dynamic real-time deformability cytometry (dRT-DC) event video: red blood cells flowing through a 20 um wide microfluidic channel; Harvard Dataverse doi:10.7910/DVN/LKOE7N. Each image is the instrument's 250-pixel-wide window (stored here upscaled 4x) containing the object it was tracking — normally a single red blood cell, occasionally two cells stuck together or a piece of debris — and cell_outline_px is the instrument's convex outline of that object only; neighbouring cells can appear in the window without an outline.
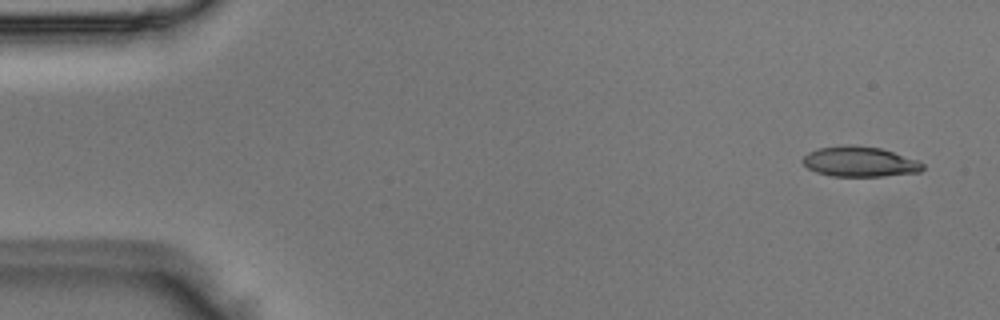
{"species": "Egyptian fruit bat (a non-hibernating species)", "species_latin": "Rousettus aegyptiacus", "temperature_condition": "room temperature", "stored_images_in_passage": 4, "segment_of_instrument_passage": [2, 2], "camera_frame_rate_fps": 3000, "um_per_image_px": 0.085, "animal": {"sex": "male"}, "frame": {"image": 1, "passage_image": 4, "time_ms": 1.0, "image_size_px": [1000, 320], "cell_outline_px": [[924, 168], [920, 172], [884, 176], [832, 176], [816, 172], [808, 168], [800, 160], [808, 152], [816, 148], [848, 144], [880, 148], [920, 160], [924, 164]], "centroid_in_image_um": [73.08, 13.74], "position_along_channel_um": 11.9, "area_um2": 21.33}}